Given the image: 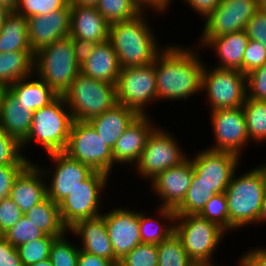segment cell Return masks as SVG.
<instances>
[{"label": "cell", "instance_id": "4dcf8cb0", "mask_svg": "<svg viewBox=\"0 0 266 266\" xmlns=\"http://www.w3.org/2000/svg\"><path fill=\"white\" fill-rule=\"evenodd\" d=\"M24 216L46 235L58 238L68 232L61 220L58 204L48 197L26 211Z\"/></svg>", "mask_w": 266, "mask_h": 266}, {"label": "cell", "instance_id": "6125c7cd", "mask_svg": "<svg viewBox=\"0 0 266 266\" xmlns=\"http://www.w3.org/2000/svg\"><path fill=\"white\" fill-rule=\"evenodd\" d=\"M190 266H214V264H208V263H192ZM217 266V265H215Z\"/></svg>", "mask_w": 266, "mask_h": 266}, {"label": "cell", "instance_id": "8fae6325", "mask_svg": "<svg viewBox=\"0 0 266 266\" xmlns=\"http://www.w3.org/2000/svg\"><path fill=\"white\" fill-rule=\"evenodd\" d=\"M108 178L105 173L94 171L58 204L61 220L68 229L79 220L101 215V193L107 187Z\"/></svg>", "mask_w": 266, "mask_h": 266}, {"label": "cell", "instance_id": "d6986e66", "mask_svg": "<svg viewBox=\"0 0 266 266\" xmlns=\"http://www.w3.org/2000/svg\"><path fill=\"white\" fill-rule=\"evenodd\" d=\"M189 158L181 164L159 173L150 181L154 193L162 201L159 207L175 210L182 203L194 174L193 165Z\"/></svg>", "mask_w": 266, "mask_h": 266}, {"label": "cell", "instance_id": "9c48e42d", "mask_svg": "<svg viewBox=\"0 0 266 266\" xmlns=\"http://www.w3.org/2000/svg\"><path fill=\"white\" fill-rule=\"evenodd\" d=\"M206 65L202 74V92L207 93L210 111L242 107L247 98L246 75L238 70Z\"/></svg>", "mask_w": 266, "mask_h": 266}, {"label": "cell", "instance_id": "f6af8a7d", "mask_svg": "<svg viewBox=\"0 0 266 266\" xmlns=\"http://www.w3.org/2000/svg\"><path fill=\"white\" fill-rule=\"evenodd\" d=\"M266 64V48L258 41L249 39L243 56V73L246 75Z\"/></svg>", "mask_w": 266, "mask_h": 266}, {"label": "cell", "instance_id": "681fc988", "mask_svg": "<svg viewBox=\"0 0 266 266\" xmlns=\"http://www.w3.org/2000/svg\"><path fill=\"white\" fill-rule=\"evenodd\" d=\"M0 266H24L17 247H13L2 235H0Z\"/></svg>", "mask_w": 266, "mask_h": 266}, {"label": "cell", "instance_id": "ffe728a7", "mask_svg": "<svg viewBox=\"0 0 266 266\" xmlns=\"http://www.w3.org/2000/svg\"><path fill=\"white\" fill-rule=\"evenodd\" d=\"M149 118V115H139L116 141L112 149L113 167L116 163L134 167L139 161L148 137L157 128Z\"/></svg>", "mask_w": 266, "mask_h": 266}, {"label": "cell", "instance_id": "b9f144b4", "mask_svg": "<svg viewBox=\"0 0 266 266\" xmlns=\"http://www.w3.org/2000/svg\"><path fill=\"white\" fill-rule=\"evenodd\" d=\"M21 144L0 129V166L29 165L32 161L21 153Z\"/></svg>", "mask_w": 266, "mask_h": 266}, {"label": "cell", "instance_id": "7402d4cb", "mask_svg": "<svg viewBox=\"0 0 266 266\" xmlns=\"http://www.w3.org/2000/svg\"><path fill=\"white\" fill-rule=\"evenodd\" d=\"M46 177L37 164L31 162L15 179L9 197L23 214L47 197Z\"/></svg>", "mask_w": 266, "mask_h": 266}, {"label": "cell", "instance_id": "d590c367", "mask_svg": "<svg viewBox=\"0 0 266 266\" xmlns=\"http://www.w3.org/2000/svg\"><path fill=\"white\" fill-rule=\"evenodd\" d=\"M96 8L109 24L130 20L142 13L134 0H99Z\"/></svg>", "mask_w": 266, "mask_h": 266}, {"label": "cell", "instance_id": "94428289", "mask_svg": "<svg viewBox=\"0 0 266 266\" xmlns=\"http://www.w3.org/2000/svg\"><path fill=\"white\" fill-rule=\"evenodd\" d=\"M263 177L264 186L266 188V163L257 167Z\"/></svg>", "mask_w": 266, "mask_h": 266}, {"label": "cell", "instance_id": "f1b7e54d", "mask_svg": "<svg viewBox=\"0 0 266 266\" xmlns=\"http://www.w3.org/2000/svg\"><path fill=\"white\" fill-rule=\"evenodd\" d=\"M33 73V74H32ZM34 73L32 51L0 52V85L4 88Z\"/></svg>", "mask_w": 266, "mask_h": 266}, {"label": "cell", "instance_id": "be15d7a7", "mask_svg": "<svg viewBox=\"0 0 266 266\" xmlns=\"http://www.w3.org/2000/svg\"><path fill=\"white\" fill-rule=\"evenodd\" d=\"M260 8L264 11L266 14V0H261Z\"/></svg>", "mask_w": 266, "mask_h": 266}, {"label": "cell", "instance_id": "1f68e13d", "mask_svg": "<svg viewBox=\"0 0 266 266\" xmlns=\"http://www.w3.org/2000/svg\"><path fill=\"white\" fill-rule=\"evenodd\" d=\"M158 214L162 220L155 219L152 216H145V213L139 211V227H140V237L141 242L150 243L158 245L163 240H166L175 232V217L176 213L174 210L169 208L159 207L157 208ZM164 218V219H163ZM165 220V224L163 223ZM170 222V224L168 223ZM153 223V224H152ZM157 223V224H156Z\"/></svg>", "mask_w": 266, "mask_h": 266}, {"label": "cell", "instance_id": "8992f818", "mask_svg": "<svg viewBox=\"0 0 266 266\" xmlns=\"http://www.w3.org/2000/svg\"><path fill=\"white\" fill-rule=\"evenodd\" d=\"M73 120L89 121L117 103L116 85L78 73L63 94Z\"/></svg>", "mask_w": 266, "mask_h": 266}, {"label": "cell", "instance_id": "e7e4bbea", "mask_svg": "<svg viewBox=\"0 0 266 266\" xmlns=\"http://www.w3.org/2000/svg\"><path fill=\"white\" fill-rule=\"evenodd\" d=\"M4 90V87L0 85V98H1V95H2V91Z\"/></svg>", "mask_w": 266, "mask_h": 266}, {"label": "cell", "instance_id": "cb8c5ba5", "mask_svg": "<svg viewBox=\"0 0 266 266\" xmlns=\"http://www.w3.org/2000/svg\"><path fill=\"white\" fill-rule=\"evenodd\" d=\"M248 41L246 31L242 30L218 37H200L199 45L215 50L220 60L218 66L215 65V67L238 70L243 73V56Z\"/></svg>", "mask_w": 266, "mask_h": 266}, {"label": "cell", "instance_id": "836d02e7", "mask_svg": "<svg viewBox=\"0 0 266 266\" xmlns=\"http://www.w3.org/2000/svg\"><path fill=\"white\" fill-rule=\"evenodd\" d=\"M157 251V266H190L193 263L175 232L157 245Z\"/></svg>", "mask_w": 266, "mask_h": 266}, {"label": "cell", "instance_id": "91938a15", "mask_svg": "<svg viewBox=\"0 0 266 266\" xmlns=\"http://www.w3.org/2000/svg\"><path fill=\"white\" fill-rule=\"evenodd\" d=\"M28 266H53L52 265V262L50 260V258H47L43 261H39L37 263H34V264H31V265H28Z\"/></svg>", "mask_w": 266, "mask_h": 266}, {"label": "cell", "instance_id": "5bb4252c", "mask_svg": "<svg viewBox=\"0 0 266 266\" xmlns=\"http://www.w3.org/2000/svg\"><path fill=\"white\" fill-rule=\"evenodd\" d=\"M261 0H222L205 20L201 37H218L245 30Z\"/></svg>", "mask_w": 266, "mask_h": 266}, {"label": "cell", "instance_id": "30bf717a", "mask_svg": "<svg viewBox=\"0 0 266 266\" xmlns=\"http://www.w3.org/2000/svg\"><path fill=\"white\" fill-rule=\"evenodd\" d=\"M116 93L119 104L139 115H148V103L157 101L155 61L148 65L121 68Z\"/></svg>", "mask_w": 266, "mask_h": 266}, {"label": "cell", "instance_id": "5b68a950", "mask_svg": "<svg viewBox=\"0 0 266 266\" xmlns=\"http://www.w3.org/2000/svg\"><path fill=\"white\" fill-rule=\"evenodd\" d=\"M80 72L72 38L57 40L34 54V73L58 95H63Z\"/></svg>", "mask_w": 266, "mask_h": 266}, {"label": "cell", "instance_id": "6f0895ef", "mask_svg": "<svg viewBox=\"0 0 266 266\" xmlns=\"http://www.w3.org/2000/svg\"><path fill=\"white\" fill-rule=\"evenodd\" d=\"M11 10L3 5H0V28L3 26L6 17L10 14Z\"/></svg>", "mask_w": 266, "mask_h": 266}, {"label": "cell", "instance_id": "9a60e30c", "mask_svg": "<svg viewBox=\"0 0 266 266\" xmlns=\"http://www.w3.org/2000/svg\"><path fill=\"white\" fill-rule=\"evenodd\" d=\"M48 155L51 158L50 160L54 162L55 167L52 168L54 170H47L46 167L45 170L43 167H38L45 176L49 174L50 184L46 185L47 197L52 199L56 204H59L94 171L89 166L71 158L64 151L50 153Z\"/></svg>", "mask_w": 266, "mask_h": 266}, {"label": "cell", "instance_id": "7dc6e473", "mask_svg": "<svg viewBox=\"0 0 266 266\" xmlns=\"http://www.w3.org/2000/svg\"><path fill=\"white\" fill-rule=\"evenodd\" d=\"M245 31L249 39L261 42L266 48V14L261 8L248 21Z\"/></svg>", "mask_w": 266, "mask_h": 266}, {"label": "cell", "instance_id": "277c9868", "mask_svg": "<svg viewBox=\"0 0 266 266\" xmlns=\"http://www.w3.org/2000/svg\"><path fill=\"white\" fill-rule=\"evenodd\" d=\"M73 121L63 95H59L49 105L33 112L29 134L21 143L22 150L35 140L45 148L46 154L65 151Z\"/></svg>", "mask_w": 266, "mask_h": 266}, {"label": "cell", "instance_id": "83f0119b", "mask_svg": "<svg viewBox=\"0 0 266 266\" xmlns=\"http://www.w3.org/2000/svg\"><path fill=\"white\" fill-rule=\"evenodd\" d=\"M25 77L6 89L17 99L19 104L24 105L32 112L43 108L53 102L59 95L38 76Z\"/></svg>", "mask_w": 266, "mask_h": 266}, {"label": "cell", "instance_id": "7c38bea8", "mask_svg": "<svg viewBox=\"0 0 266 266\" xmlns=\"http://www.w3.org/2000/svg\"><path fill=\"white\" fill-rule=\"evenodd\" d=\"M176 138L161 127L151 133L139 161L134 165L139 176L153 180L159 173L187 159Z\"/></svg>", "mask_w": 266, "mask_h": 266}, {"label": "cell", "instance_id": "816d5d0a", "mask_svg": "<svg viewBox=\"0 0 266 266\" xmlns=\"http://www.w3.org/2000/svg\"><path fill=\"white\" fill-rule=\"evenodd\" d=\"M241 256L238 264L242 266H266V248L264 247L254 248Z\"/></svg>", "mask_w": 266, "mask_h": 266}, {"label": "cell", "instance_id": "ac0fdd59", "mask_svg": "<svg viewBox=\"0 0 266 266\" xmlns=\"http://www.w3.org/2000/svg\"><path fill=\"white\" fill-rule=\"evenodd\" d=\"M71 5L46 15L27 18L28 36L32 52L69 36Z\"/></svg>", "mask_w": 266, "mask_h": 266}, {"label": "cell", "instance_id": "8d00e7d4", "mask_svg": "<svg viewBox=\"0 0 266 266\" xmlns=\"http://www.w3.org/2000/svg\"><path fill=\"white\" fill-rule=\"evenodd\" d=\"M57 237L44 235L42 238L19 245L17 251L24 266H28L50 257V249Z\"/></svg>", "mask_w": 266, "mask_h": 266}, {"label": "cell", "instance_id": "d4e9b609", "mask_svg": "<svg viewBox=\"0 0 266 266\" xmlns=\"http://www.w3.org/2000/svg\"><path fill=\"white\" fill-rule=\"evenodd\" d=\"M33 112L17 102L6 89L0 98V129L16 139L20 144L29 134Z\"/></svg>", "mask_w": 266, "mask_h": 266}, {"label": "cell", "instance_id": "60d3db41", "mask_svg": "<svg viewBox=\"0 0 266 266\" xmlns=\"http://www.w3.org/2000/svg\"><path fill=\"white\" fill-rule=\"evenodd\" d=\"M157 264V245L141 242L119 260L118 266H157Z\"/></svg>", "mask_w": 266, "mask_h": 266}, {"label": "cell", "instance_id": "e575fe53", "mask_svg": "<svg viewBox=\"0 0 266 266\" xmlns=\"http://www.w3.org/2000/svg\"><path fill=\"white\" fill-rule=\"evenodd\" d=\"M215 194L206 184L191 182L185 198L174 212L176 215L199 214Z\"/></svg>", "mask_w": 266, "mask_h": 266}, {"label": "cell", "instance_id": "ab89813d", "mask_svg": "<svg viewBox=\"0 0 266 266\" xmlns=\"http://www.w3.org/2000/svg\"><path fill=\"white\" fill-rule=\"evenodd\" d=\"M67 235L56 238L51 245L49 258L53 266H77L80 248L67 241Z\"/></svg>", "mask_w": 266, "mask_h": 266}, {"label": "cell", "instance_id": "f907efd6", "mask_svg": "<svg viewBox=\"0 0 266 266\" xmlns=\"http://www.w3.org/2000/svg\"><path fill=\"white\" fill-rule=\"evenodd\" d=\"M75 61L81 66L93 52L96 43L86 39L72 38Z\"/></svg>", "mask_w": 266, "mask_h": 266}, {"label": "cell", "instance_id": "d6a6232c", "mask_svg": "<svg viewBox=\"0 0 266 266\" xmlns=\"http://www.w3.org/2000/svg\"><path fill=\"white\" fill-rule=\"evenodd\" d=\"M249 141L266 140V101L246 98L243 106Z\"/></svg>", "mask_w": 266, "mask_h": 266}, {"label": "cell", "instance_id": "11a10c76", "mask_svg": "<svg viewBox=\"0 0 266 266\" xmlns=\"http://www.w3.org/2000/svg\"><path fill=\"white\" fill-rule=\"evenodd\" d=\"M70 5H83L96 7L99 0H69Z\"/></svg>", "mask_w": 266, "mask_h": 266}, {"label": "cell", "instance_id": "bcb514c9", "mask_svg": "<svg viewBox=\"0 0 266 266\" xmlns=\"http://www.w3.org/2000/svg\"><path fill=\"white\" fill-rule=\"evenodd\" d=\"M21 209L8 196L0 201V235L12 228L23 216Z\"/></svg>", "mask_w": 266, "mask_h": 266}, {"label": "cell", "instance_id": "4316f807", "mask_svg": "<svg viewBox=\"0 0 266 266\" xmlns=\"http://www.w3.org/2000/svg\"><path fill=\"white\" fill-rule=\"evenodd\" d=\"M120 70L117 54L109 40L96 44L93 52L80 66L82 74L115 85Z\"/></svg>", "mask_w": 266, "mask_h": 266}, {"label": "cell", "instance_id": "44dd1931", "mask_svg": "<svg viewBox=\"0 0 266 266\" xmlns=\"http://www.w3.org/2000/svg\"><path fill=\"white\" fill-rule=\"evenodd\" d=\"M69 233L75 237L81 238V246L78 247L90 254L101 256L111 260L118 266L119 260L114 255V250L111 245L106 222L101 214L94 218L82 219L77 221L68 229Z\"/></svg>", "mask_w": 266, "mask_h": 266}, {"label": "cell", "instance_id": "9f6ffc18", "mask_svg": "<svg viewBox=\"0 0 266 266\" xmlns=\"http://www.w3.org/2000/svg\"><path fill=\"white\" fill-rule=\"evenodd\" d=\"M0 5L5 6L11 11H15L18 5V0H0Z\"/></svg>", "mask_w": 266, "mask_h": 266}, {"label": "cell", "instance_id": "7bdbcfd3", "mask_svg": "<svg viewBox=\"0 0 266 266\" xmlns=\"http://www.w3.org/2000/svg\"><path fill=\"white\" fill-rule=\"evenodd\" d=\"M69 0H18L15 12L30 18L46 15L54 10L65 7Z\"/></svg>", "mask_w": 266, "mask_h": 266}, {"label": "cell", "instance_id": "4fadbf2b", "mask_svg": "<svg viewBox=\"0 0 266 266\" xmlns=\"http://www.w3.org/2000/svg\"><path fill=\"white\" fill-rule=\"evenodd\" d=\"M190 160L194 170L192 182H202L216 194L225 193L240 164L237 154L210 149L198 152Z\"/></svg>", "mask_w": 266, "mask_h": 266}, {"label": "cell", "instance_id": "db71d44e", "mask_svg": "<svg viewBox=\"0 0 266 266\" xmlns=\"http://www.w3.org/2000/svg\"><path fill=\"white\" fill-rule=\"evenodd\" d=\"M77 266H116L107 258L87 253L80 249Z\"/></svg>", "mask_w": 266, "mask_h": 266}, {"label": "cell", "instance_id": "2e32d148", "mask_svg": "<svg viewBox=\"0 0 266 266\" xmlns=\"http://www.w3.org/2000/svg\"><path fill=\"white\" fill-rule=\"evenodd\" d=\"M210 123L213 129L215 145L208 149L213 151L231 152L239 157L249 137L246 129L242 107L210 111Z\"/></svg>", "mask_w": 266, "mask_h": 266}, {"label": "cell", "instance_id": "f546056e", "mask_svg": "<svg viewBox=\"0 0 266 266\" xmlns=\"http://www.w3.org/2000/svg\"><path fill=\"white\" fill-rule=\"evenodd\" d=\"M32 51L27 18L15 11H11L0 28V52Z\"/></svg>", "mask_w": 266, "mask_h": 266}, {"label": "cell", "instance_id": "e0dca14e", "mask_svg": "<svg viewBox=\"0 0 266 266\" xmlns=\"http://www.w3.org/2000/svg\"><path fill=\"white\" fill-rule=\"evenodd\" d=\"M102 215L106 222L114 255L120 260L141 243L139 212L120 207Z\"/></svg>", "mask_w": 266, "mask_h": 266}, {"label": "cell", "instance_id": "6da1fadb", "mask_svg": "<svg viewBox=\"0 0 266 266\" xmlns=\"http://www.w3.org/2000/svg\"><path fill=\"white\" fill-rule=\"evenodd\" d=\"M168 46H164L155 60L157 101H187L201 91L205 64L190 48Z\"/></svg>", "mask_w": 266, "mask_h": 266}, {"label": "cell", "instance_id": "680465c9", "mask_svg": "<svg viewBox=\"0 0 266 266\" xmlns=\"http://www.w3.org/2000/svg\"><path fill=\"white\" fill-rule=\"evenodd\" d=\"M263 222H266V192H265V197H264V202L261 208V212L257 220V224L258 223L260 224Z\"/></svg>", "mask_w": 266, "mask_h": 266}, {"label": "cell", "instance_id": "74e56055", "mask_svg": "<svg viewBox=\"0 0 266 266\" xmlns=\"http://www.w3.org/2000/svg\"><path fill=\"white\" fill-rule=\"evenodd\" d=\"M45 235L36 225L26 216H22L20 220L2 236L13 246L25 244L42 238Z\"/></svg>", "mask_w": 266, "mask_h": 266}, {"label": "cell", "instance_id": "603a6c76", "mask_svg": "<svg viewBox=\"0 0 266 266\" xmlns=\"http://www.w3.org/2000/svg\"><path fill=\"white\" fill-rule=\"evenodd\" d=\"M110 24L99 13L96 7L71 5L70 30L71 38H80L96 44L109 40Z\"/></svg>", "mask_w": 266, "mask_h": 266}, {"label": "cell", "instance_id": "7a4b0ae2", "mask_svg": "<svg viewBox=\"0 0 266 266\" xmlns=\"http://www.w3.org/2000/svg\"><path fill=\"white\" fill-rule=\"evenodd\" d=\"M146 16L142 12L130 20L110 23L109 41L117 54L120 68L148 65L163 50L158 46Z\"/></svg>", "mask_w": 266, "mask_h": 266}, {"label": "cell", "instance_id": "ee69618b", "mask_svg": "<svg viewBox=\"0 0 266 266\" xmlns=\"http://www.w3.org/2000/svg\"><path fill=\"white\" fill-rule=\"evenodd\" d=\"M247 98L266 101V64L246 74Z\"/></svg>", "mask_w": 266, "mask_h": 266}, {"label": "cell", "instance_id": "f35d334b", "mask_svg": "<svg viewBox=\"0 0 266 266\" xmlns=\"http://www.w3.org/2000/svg\"><path fill=\"white\" fill-rule=\"evenodd\" d=\"M199 215L215 223L225 232H229V212L225 193L215 194L205 204Z\"/></svg>", "mask_w": 266, "mask_h": 266}, {"label": "cell", "instance_id": "3957f363", "mask_svg": "<svg viewBox=\"0 0 266 266\" xmlns=\"http://www.w3.org/2000/svg\"><path fill=\"white\" fill-rule=\"evenodd\" d=\"M234 174L226 188L229 232L245 225L257 224L266 188L257 166L242 175Z\"/></svg>", "mask_w": 266, "mask_h": 266}, {"label": "cell", "instance_id": "ba28073f", "mask_svg": "<svg viewBox=\"0 0 266 266\" xmlns=\"http://www.w3.org/2000/svg\"><path fill=\"white\" fill-rule=\"evenodd\" d=\"M64 152L93 171L110 176L113 168L112 149L104 143L88 121H73Z\"/></svg>", "mask_w": 266, "mask_h": 266}, {"label": "cell", "instance_id": "484cf974", "mask_svg": "<svg viewBox=\"0 0 266 266\" xmlns=\"http://www.w3.org/2000/svg\"><path fill=\"white\" fill-rule=\"evenodd\" d=\"M138 116L135 110L117 103L110 110L91 118L88 122L104 143L113 149L116 141Z\"/></svg>", "mask_w": 266, "mask_h": 266}, {"label": "cell", "instance_id": "c3c4849f", "mask_svg": "<svg viewBox=\"0 0 266 266\" xmlns=\"http://www.w3.org/2000/svg\"><path fill=\"white\" fill-rule=\"evenodd\" d=\"M28 165L0 166V201L10 195L15 179Z\"/></svg>", "mask_w": 266, "mask_h": 266}, {"label": "cell", "instance_id": "f5cc1de1", "mask_svg": "<svg viewBox=\"0 0 266 266\" xmlns=\"http://www.w3.org/2000/svg\"><path fill=\"white\" fill-rule=\"evenodd\" d=\"M204 19L215 10L222 0H183Z\"/></svg>", "mask_w": 266, "mask_h": 266}, {"label": "cell", "instance_id": "52a82bcc", "mask_svg": "<svg viewBox=\"0 0 266 266\" xmlns=\"http://www.w3.org/2000/svg\"><path fill=\"white\" fill-rule=\"evenodd\" d=\"M225 231L199 214L176 215L175 234L193 263L213 264L214 251ZM220 243V244H219Z\"/></svg>", "mask_w": 266, "mask_h": 266}]
</instances>
